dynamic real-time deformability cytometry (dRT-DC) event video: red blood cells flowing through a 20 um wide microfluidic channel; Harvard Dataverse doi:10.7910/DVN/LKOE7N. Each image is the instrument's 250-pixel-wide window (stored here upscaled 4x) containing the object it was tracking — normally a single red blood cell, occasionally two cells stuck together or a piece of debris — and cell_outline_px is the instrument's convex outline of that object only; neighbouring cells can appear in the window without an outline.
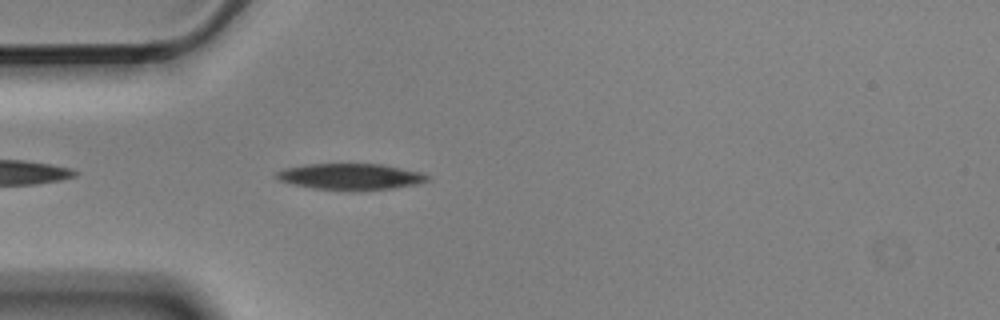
{"species": "Egyptian fruit bat (a non-hibernating species)", "species_latin": "Rousettus aegyptiacus", "temperature_condition": "cold", "stored_images_in_passage": 5, "camera_frame_rate_fps": 3000, "um_per_image_px": 0.085, "animal": {"sex": "male"}, "frame": {"image": 1, "passage_image": 5, "time_ms": 1.333, "image_size_px": [1000, 320], "cell_outline_px": [[432, 180], [416, 184], [392, 188], [312, 188], [292, 184], [280, 180], [272, 176], [276, 172], [284, 168], [304, 164], [380, 164], [424, 172], [432, 176]], "centroid_in_image_um": [29.82, 14.97], "position_along_channel_um": 55.2, "area_um2": 22.54}}